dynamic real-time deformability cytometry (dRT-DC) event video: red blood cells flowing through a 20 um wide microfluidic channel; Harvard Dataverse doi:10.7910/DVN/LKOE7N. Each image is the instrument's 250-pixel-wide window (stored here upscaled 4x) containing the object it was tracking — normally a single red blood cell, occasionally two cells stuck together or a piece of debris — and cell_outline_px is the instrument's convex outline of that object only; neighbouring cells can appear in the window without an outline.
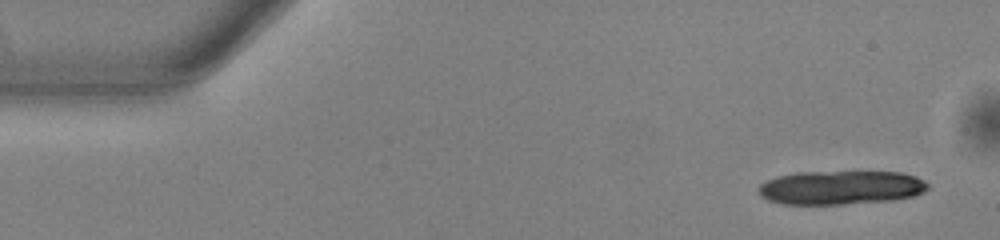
{"species": "common noctule bat (a hibernating species)", "species_latin": "Nyctalus noctula", "temperature_condition": "warm", "stored_images_in_passage": 14, "camera_frame_rate_fps": 3000, "um_per_image_px": 0.085, "animal": {"sex": "male", "body_mass_g": 13.0, "forearm_length_mm": 53.1}, "frame": {"image": 1, "passage_image": 3, "time_ms": 0.667, "image_size_px": [1000, 240], "cell_outline_px": [[928, 188], [924, 192], [912, 196], [892, 200], [844, 204], [784, 204], [768, 200], [760, 196], [760, 184], [776, 176], [796, 172], [900, 172], [916, 176], [924, 180], [928, 184]], "centroid_in_image_um": [71.48, 15.94], "position_along_channel_um": 13.5, "area_um2": 33.35}}